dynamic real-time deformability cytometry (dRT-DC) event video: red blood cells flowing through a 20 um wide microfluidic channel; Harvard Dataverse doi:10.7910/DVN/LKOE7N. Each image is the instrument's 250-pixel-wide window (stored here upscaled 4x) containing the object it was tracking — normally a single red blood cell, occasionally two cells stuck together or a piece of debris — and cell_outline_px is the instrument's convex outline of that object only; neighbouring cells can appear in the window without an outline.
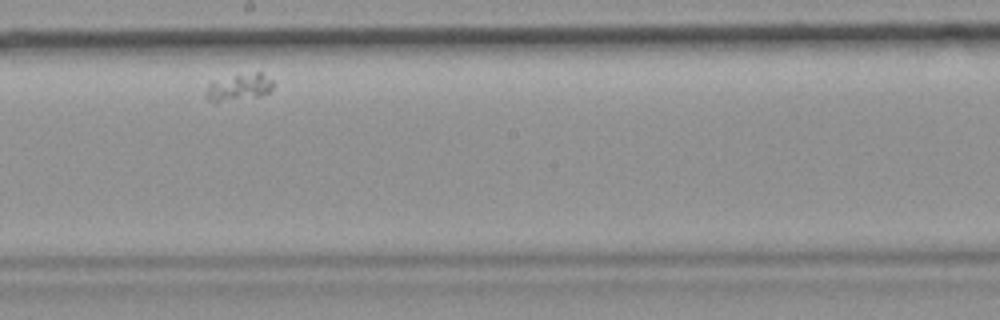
{"species": "common noctule bat (a hibernating species)", "species_latin": "Nyctalus noctula", "temperature_condition": "room temperature", "stored_images_in_passage": 28, "camera_frame_rate_fps": 3000, "um_per_image_px": 0.085, "animal": {"sex": "female", "body_mass_g": 19.9}, "frame": {"image": 1, "passage_image": 15, "time_ms": 4.667, "image_size_px": [1000, 320], "cell_outline_px": [[272, 88], [268, 92], [256, 96], [216, 104], [208, 100], [204, 96], [204, 92], [208, 84], [212, 80], [256, 72], [260, 72], [272, 80]], "centroid_in_image_um": [20.2, 7.45], "position_along_channel_um": 228.0, "area_um2": 10.64}}